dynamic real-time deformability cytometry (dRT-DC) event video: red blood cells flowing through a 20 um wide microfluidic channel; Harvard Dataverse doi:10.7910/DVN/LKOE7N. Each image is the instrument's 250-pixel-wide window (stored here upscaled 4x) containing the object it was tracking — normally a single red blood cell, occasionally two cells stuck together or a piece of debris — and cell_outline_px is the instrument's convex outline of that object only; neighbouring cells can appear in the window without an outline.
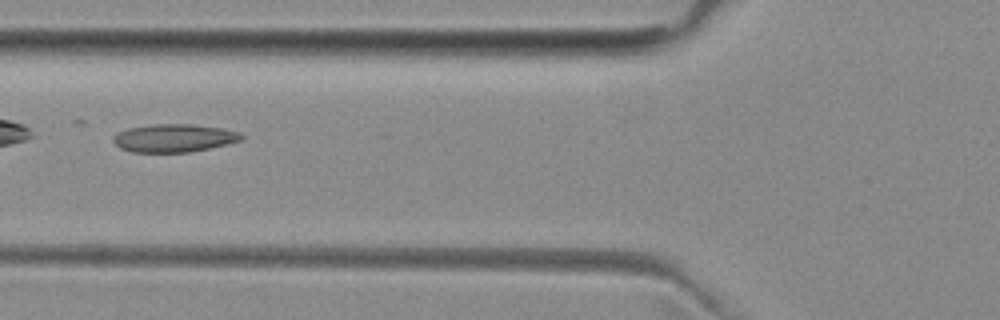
{"species": "common noctule bat (a hibernating species)", "species_latin": "Nyctalus noctula", "temperature_condition": "room temperature", "stored_images_in_passage": 4, "camera_frame_rate_fps": 3000, "um_per_image_px": 0.085, "animal": {"sex": "female", "body_mass_g": 29.2, "forearm_length_mm": 56.3}, "frame": {"image": 1, "passage_image": 4, "time_ms": 3.333, "image_size_px": [1000, 320], "cell_outline_px": [[244, 136], [240, 140], [228, 144], [188, 152], [132, 152], [120, 148], [112, 140], [112, 136], [116, 132], [128, 128], [152, 124], [192, 124], [224, 128], [240, 132]], "centroid_in_image_um": [14.77, 11.72], "position_along_channel_um": 111.0, "area_um2": 21.04}}